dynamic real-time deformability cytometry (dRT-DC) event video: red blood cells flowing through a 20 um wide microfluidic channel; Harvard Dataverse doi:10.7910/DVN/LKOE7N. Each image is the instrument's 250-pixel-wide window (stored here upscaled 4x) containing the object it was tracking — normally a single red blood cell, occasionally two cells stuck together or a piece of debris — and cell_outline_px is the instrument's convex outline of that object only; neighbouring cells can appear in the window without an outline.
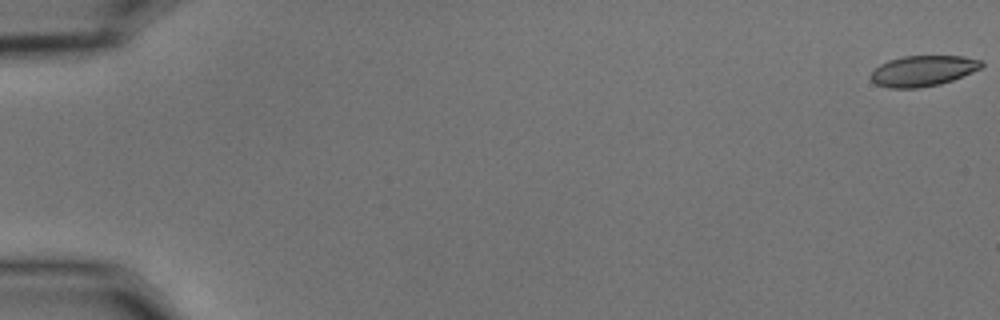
{"species": "common noctule bat (a hibernating species)", "species_latin": "Nyctalus noctula", "temperature_condition": "cold", "stored_images_in_passage": 57, "camera_frame_rate_fps": 3000, "um_per_image_px": 0.085, "animal": {"sex": "male", "body_mass_g": 15.6}, "frame": {"image": 1, "passage_image": 1, "time_ms": 0.0, "image_size_px": [1000, 320], "cell_outline_px": [[984, 64], [980, 68], [972, 72], [952, 80], [940, 84], [920, 88], [888, 88], [876, 84], [868, 76], [880, 64], [888, 60], [904, 56], [964, 56], [984, 60]], "centroid_in_image_um": [78.45, 6.02], "position_along_channel_um": 6.5, "area_um2": 19.88}}
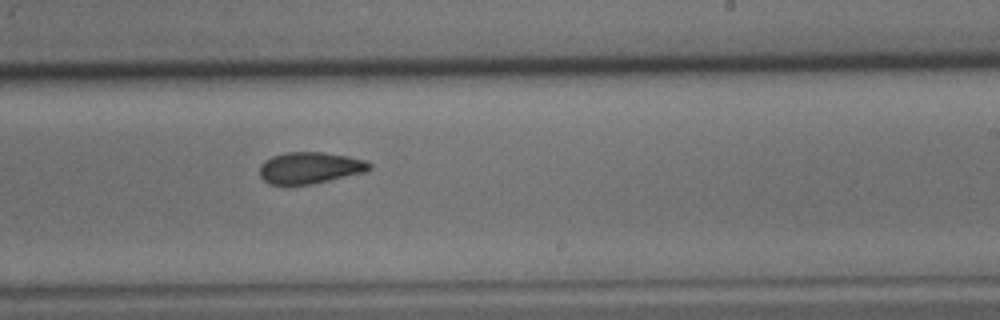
{"frame": {"image": 2, "passage_image": 36, "time_ms": 11.667, "image_size_px": [1000, 320], "cell_outline_px": [[372, 168], [368, 172], [312, 184], [268, 184], [260, 176], [260, 164], [264, 160], [272, 156], [284, 152], [324, 152], [348, 156], [364, 160], [372, 164]], "centroid_in_image_um": [26.37, 14.26], "position_along_channel_um": 262.6, "area_um2": 20.4}}
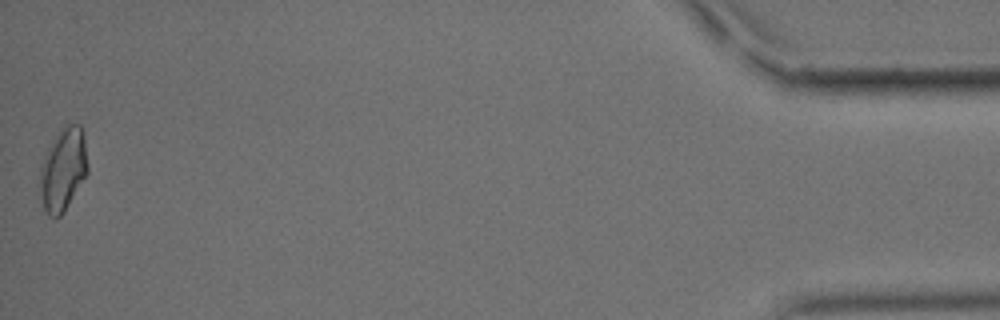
{"frame": {"image": 3, "passage_image": 57, "time_ms": 18.667, "image_size_px": [1000, 320], "cell_outline_px": [[88, 172], [64, 212], [56, 220], [48, 216], [44, 208], [40, 188], [40, 164], [48, 148], [60, 128], [68, 120], [80, 124], [84, 136], [88, 164]], "centroid_in_image_um": [5.37, 14.36], "position_along_channel_um": 429.8, "area_um2": 23.41}, "authors_computed_cell_mechanics": {"area_um2": 20.5768, "velocity_mm_per_s": 3.6011, "shape_relaxation_time_tau1_ms": 7.0564, "shape_relaxation_time_tau2_ms": 3.3672, "deformation_change_tau1": 0.1391, "deformation_change_tau2": 0.1001}}